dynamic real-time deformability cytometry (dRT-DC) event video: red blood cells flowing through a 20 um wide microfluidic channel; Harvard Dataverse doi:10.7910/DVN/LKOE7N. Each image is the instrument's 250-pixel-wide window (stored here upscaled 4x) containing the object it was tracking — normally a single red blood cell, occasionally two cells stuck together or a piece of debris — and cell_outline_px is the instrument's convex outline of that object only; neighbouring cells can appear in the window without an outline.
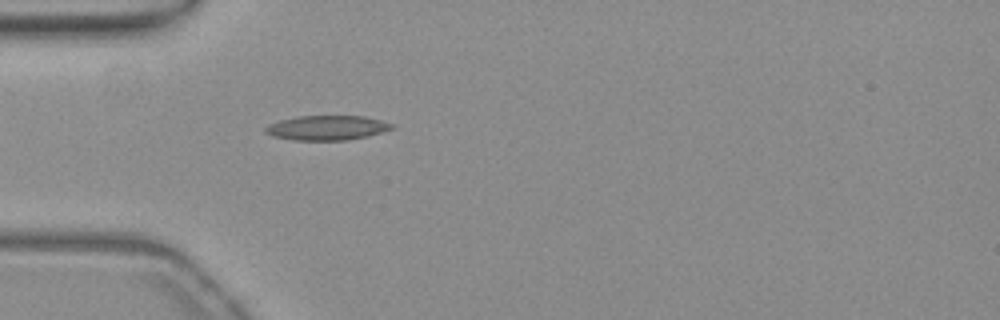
{"species": "common noctule bat (a hibernating species)", "species_latin": "Nyctalus noctula", "temperature_condition": "warm", "stored_images_in_passage": 42, "camera_frame_rate_fps": 3000, "um_per_image_px": 0.085, "animal": {"sex": "female", "body_mass_g": 19.3, "forearm_length_mm": 54.1}, "frame": {"image": 1, "passage_image": 5, "time_ms": 1.333, "image_size_px": [1000, 320], "cell_outline_px": [[396, 128], [368, 136], [348, 140], [292, 140], [272, 136], [264, 132], [264, 128], [268, 124], [280, 120], [300, 116], [364, 116], [396, 124]], "centroid_in_image_um": [27.81, 10.86], "position_along_channel_um": 57.2, "area_um2": 18.32}}
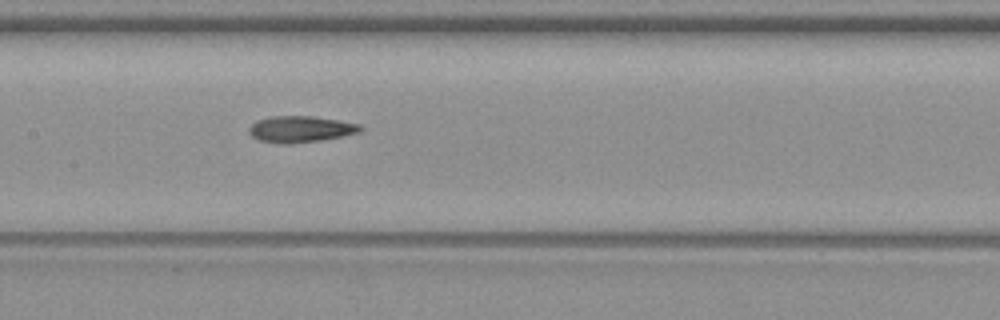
{"frame": {"image": 2, "passage_image": 15, "time_ms": 4.667, "image_size_px": [1000, 320], "cell_outline_px": [[364, 128], [360, 132], [344, 136], [320, 140], [288, 144], [280, 144], [260, 140], [252, 136], [248, 132], [248, 128], [256, 120], [268, 116], [312, 116], [360, 124]], "centroid_in_image_um": [25.53, 10.97], "position_along_channel_um": 181.9, "area_um2": 17.17}}
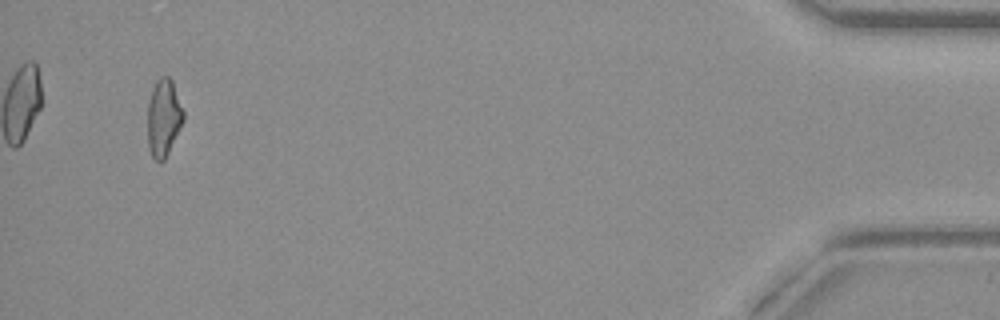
{"frame": {"image": 3, "passage_image": 40, "time_ms": 13.0, "image_size_px": [1000, 320], "cell_outline_px": [[184, 120], [164, 160], [156, 160], [152, 156], [148, 148], [148, 104], [152, 88], [156, 80], [160, 76], [168, 76], [172, 80], [184, 112]], "centroid_in_image_um": [13.9, 9.97], "position_along_channel_um": 421.3, "area_um2": 16.01}, "authors_computed_cell_mechanics": {"area_um2": 16.7042, "velocity_mm_per_s": 3.8697, "shape_relaxation_time_tau1_ms": null, "shape_relaxation_time_tau2_ms": 2.3085, "deformation_change_tau1": null, "deformation_change_tau2": 0.109}}